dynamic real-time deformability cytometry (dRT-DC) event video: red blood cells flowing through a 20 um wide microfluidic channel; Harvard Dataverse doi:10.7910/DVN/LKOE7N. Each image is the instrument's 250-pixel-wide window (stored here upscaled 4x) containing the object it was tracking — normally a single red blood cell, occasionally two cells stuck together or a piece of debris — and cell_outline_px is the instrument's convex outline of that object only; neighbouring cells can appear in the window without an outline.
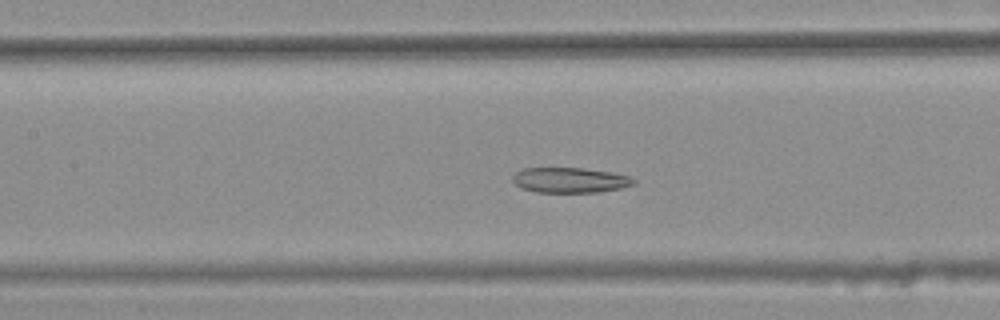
{"species": "common noctule bat (a hibernating species)", "species_latin": "Nyctalus noctula", "temperature_condition": "warm", "stored_images_in_passage": 40, "camera_frame_rate_fps": 3000, "um_per_image_px": 0.085, "animal": {"sex": "female", "body_mass_g": 25.1}, "frame": {"image": 1, "passage_image": 18, "time_ms": 5.667, "image_size_px": [1000, 320], "cell_outline_px": [[636, 184], [620, 188], [600, 192], [536, 192], [520, 188], [512, 180], [512, 176], [520, 168], [584, 168], [612, 172], [628, 176], [636, 180]], "centroid_in_image_um": [48.43, 15.31], "position_along_channel_um": 159.0, "area_um2": 17.92}}
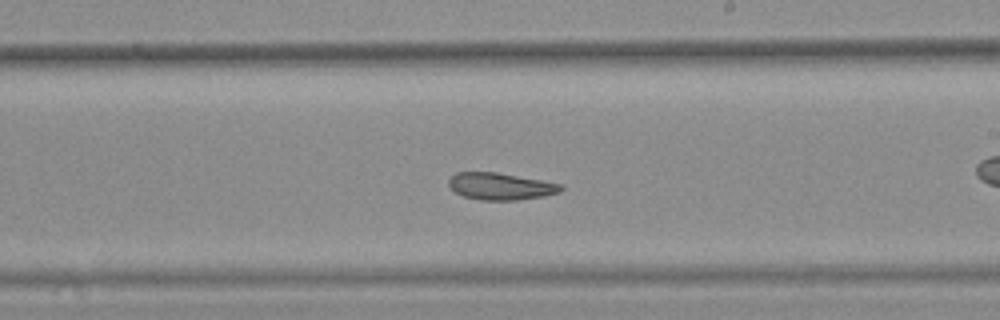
{"frame": {"image": 2, "passage_image": 25, "time_ms": 8.0, "image_size_px": [1000, 320], "cell_outline_px": [[564, 188], [560, 192], [544, 196], [516, 200], [480, 200], [464, 196], [456, 192], [448, 184], [448, 180], [456, 172], [496, 172], [540, 180], [560, 184]], "centroid_in_image_um": [42.54, 15.84], "position_along_channel_um": 246.5, "area_um2": 17.46}}
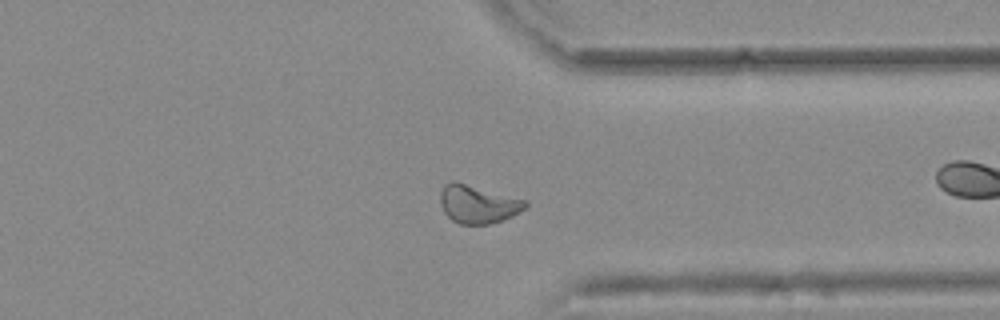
{"frame": {"image": 3, "passage_image": 35, "time_ms": 11.333, "image_size_px": [1000, 320], "cell_outline_px": [[528, 204], [520, 212], [512, 216], [488, 224], [460, 224], [452, 220], [444, 212], [440, 204], [440, 192], [444, 184], [452, 180], [456, 180], [528, 200]], "centroid_in_image_um": [40.61, 17.32], "position_along_channel_um": 370.8, "area_um2": 19.19}, "authors_computed_cell_mechanics": {"area_um2": 19.074, "velocity_mm_per_s": 3.7657, "shape_relaxation_time_tau1_ms": null, "shape_relaxation_time_tau2_ms": 6.1388, "deformation_change_tau1": null, "deformation_change_tau2": 0.1447}}